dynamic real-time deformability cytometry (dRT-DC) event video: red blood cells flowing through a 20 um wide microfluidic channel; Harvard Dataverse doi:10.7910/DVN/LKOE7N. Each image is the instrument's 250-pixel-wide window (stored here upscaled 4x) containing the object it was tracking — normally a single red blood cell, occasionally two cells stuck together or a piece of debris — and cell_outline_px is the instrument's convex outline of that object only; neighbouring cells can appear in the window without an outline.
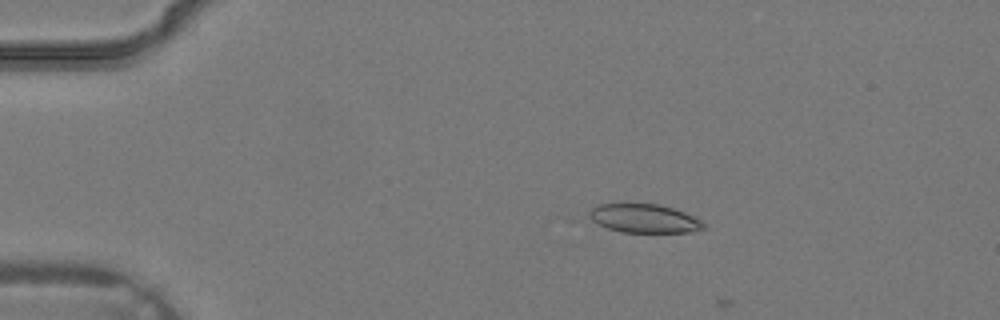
{"species": "common noctule bat (a hibernating species)", "species_latin": "Nyctalus noctula", "temperature_condition": "warm", "stored_images_in_passage": 9, "camera_frame_rate_fps": 3000, "um_per_image_px": 0.085, "animal": {"sex": "male", "body_mass_g": 19.2, "forearm_length_mm": 51.8}, "frame": {"image": 1, "passage_image": 8, "time_ms": 2.333, "image_size_px": [1000, 320], "cell_outline_px": [[708, 228], [692, 232], [620, 232], [608, 228], [592, 220], [588, 216], [588, 212], [596, 204], [624, 200], [628, 200], [660, 204], [684, 212], [700, 220]], "centroid_in_image_um": [54.69, 18.5], "position_along_channel_um": 30.3, "area_um2": 20.06}}